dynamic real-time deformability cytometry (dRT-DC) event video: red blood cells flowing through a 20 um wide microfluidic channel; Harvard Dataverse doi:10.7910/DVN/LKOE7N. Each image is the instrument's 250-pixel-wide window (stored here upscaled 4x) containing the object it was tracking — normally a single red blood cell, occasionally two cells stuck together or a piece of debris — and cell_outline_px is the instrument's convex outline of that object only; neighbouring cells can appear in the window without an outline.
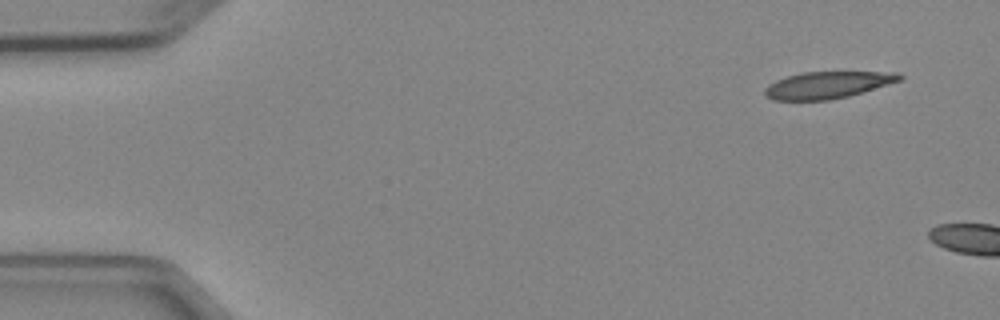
{"species": "Egyptian fruit bat (a non-hibernating species)", "species_latin": "Rousettus aegyptiacus", "temperature_condition": "cold", "stored_images_in_passage": 2, "camera_frame_rate_fps": 3000, "um_per_image_px": 0.085, "animal": {"sex": "female"}, "frame": {"image": 1, "passage_image": 1, "time_ms": 0.0, "image_size_px": [1000, 320], "cell_outline_px": [[904, 80], [848, 96], [828, 100], [772, 100], [764, 96], [764, 88], [768, 84], [776, 80], [788, 76], [804, 72], [900, 72], [904, 76]], "centroid_in_image_um": [70.36, 7.22], "position_along_channel_um": 14.6, "area_um2": 21.27}}